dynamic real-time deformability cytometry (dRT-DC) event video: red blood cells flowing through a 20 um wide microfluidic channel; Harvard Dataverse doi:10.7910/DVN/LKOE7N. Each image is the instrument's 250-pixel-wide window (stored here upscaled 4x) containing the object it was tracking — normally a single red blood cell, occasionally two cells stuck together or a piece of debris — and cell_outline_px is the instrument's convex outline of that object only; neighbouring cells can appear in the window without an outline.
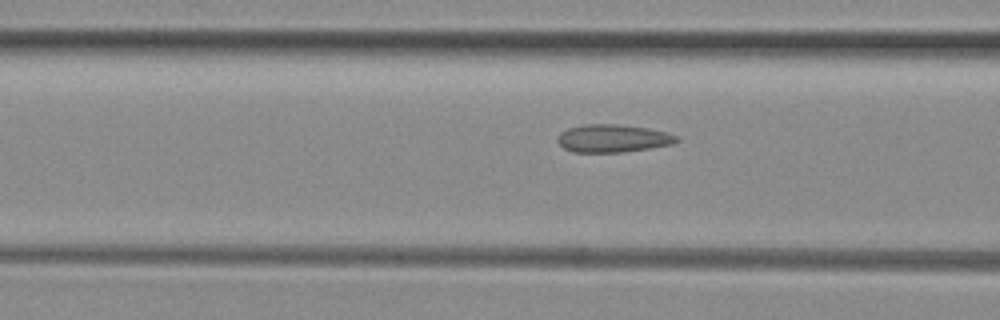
{"species": "common noctule bat (a hibernating species)", "species_latin": "Nyctalus noctula", "temperature_condition": "room temperature", "stored_images_in_passage": 16, "camera_frame_rate_fps": 3000, "um_per_image_px": 0.085, "animal": {"sex": "female", "body_mass_g": 29.2, "forearm_length_mm": 56.3}, "frame": {"image": 1, "passage_image": 10, "time_ms": 3.0, "image_size_px": [1000, 320], "cell_outline_px": [[680, 140], [672, 144], [624, 152], [572, 152], [564, 148], [556, 140], [560, 132], [568, 128], [584, 124], [616, 124], [648, 128], [668, 132], [676, 136]], "centroid_in_image_um": [52.07, 11.76], "position_along_channel_um": 114.5, "area_um2": 19.31}}
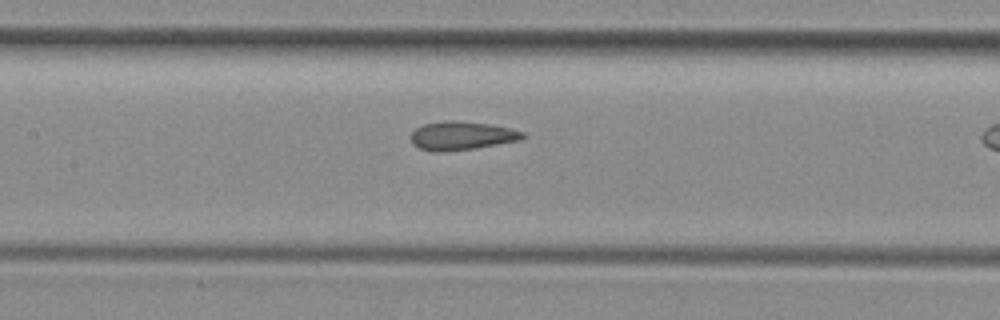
{"frame": {"image": 2, "passage_image": 14, "time_ms": 4.333, "image_size_px": [1000, 320], "cell_outline_px": [[528, 136], [524, 140], [476, 148], [436, 152], [432, 152], [420, 148], [412, 144], [412, 132], [416, 128], [424, 124], [448, 120], [456, 120], [488, 124], [512, 128], [524, 132]], "centroid_in_image_um": [39.32, 11.54], "position_along_channel_um": 168.1, "area_um2": 18.79}}